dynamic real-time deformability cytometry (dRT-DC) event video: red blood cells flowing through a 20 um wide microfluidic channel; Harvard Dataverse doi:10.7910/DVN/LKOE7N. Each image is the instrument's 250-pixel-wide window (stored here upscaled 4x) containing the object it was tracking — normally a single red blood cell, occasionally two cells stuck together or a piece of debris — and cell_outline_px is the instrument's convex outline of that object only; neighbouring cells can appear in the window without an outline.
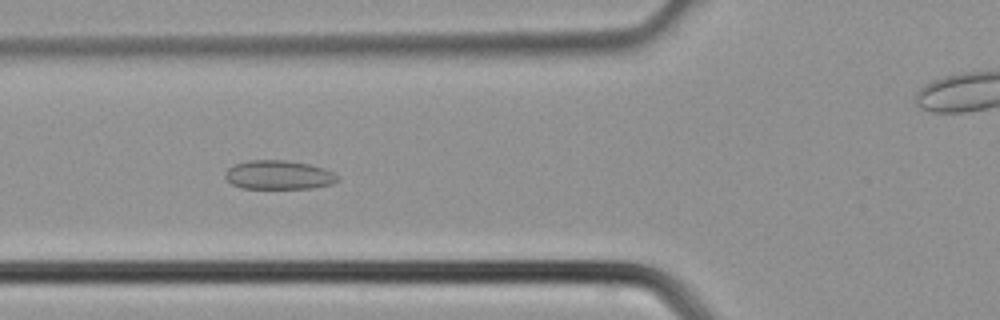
{"species": "common noctule bat (a hibernating species)", "species_latin": "Nyctalus noctula", "temperature_condition": "cold", "stored_images_in_passage": 39, "camera_frame_rate_fps": 3000, "um_per_image_px": 0.085, "animal": {"sex": "male", "body_mass_g": 21.5, "forearm_length_mm": 52.0}, "frame": {"image": 1, "passage_image": 14, "time_ms": 4.333, "image_size_px": [1000, 320], "cell_outline_px": [[340, 180], [332, 184], [312, 188], [240, 188], [232, 184], [224, 176], [224, 172], [232, 164], [248, 160], [284, 160], [308, 164], [324, 168], [332, 172]], "centroid_in_image_um": [23.65, 14.86], "position_along_channel_um": 102.2, "area_um2": 19.02}}
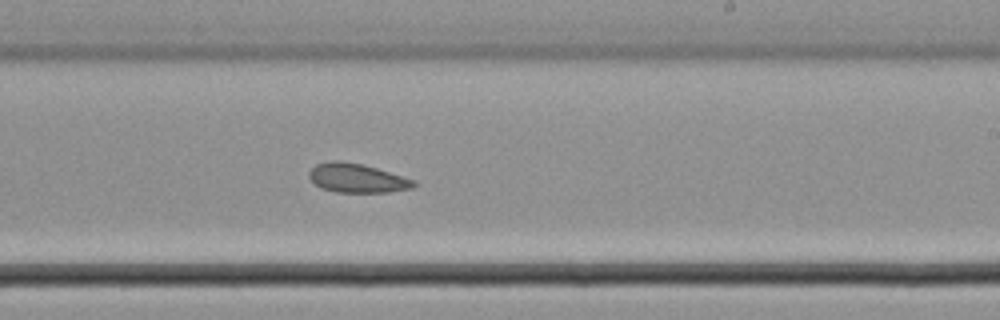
{"frame": {"image": 2, "passage_image": 23, "time_ms": 7.333, "image_size_px": [1000, 320], "cell_outline_px": [[416, 184], [412, 188], [388, 192], [336, 192], [320, 188], [308, 176], [308, 172], [316, 164], [332, 160], [340, 160], [360, 164], [376, 168], [416, 180]], "centroid_in_image_um": [30.33, 15.14], "position_along_channel_um": 258.7, "area_um2": 17.63}}
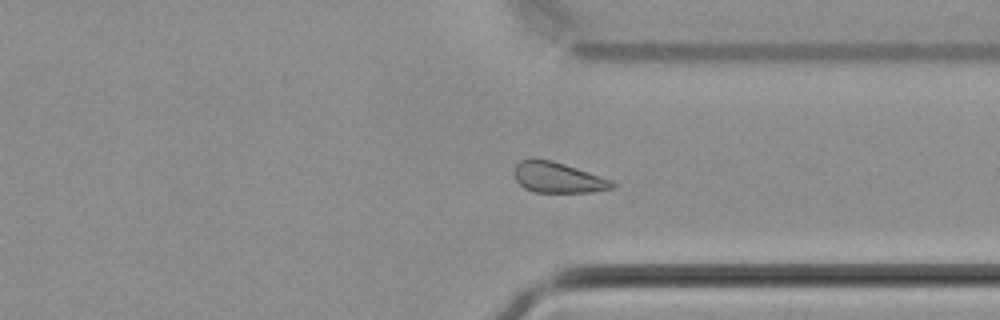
{"frame": {"image": 3, "passage_image": 29, "time_ms": 9.333, "image_size_px": [1000, 320], "cell_outline_px": [[616, 184], [612, 188], [592, 192], [536, 192], [524, 188], [516, 180], [516, 164], [520, 160], [552, 160], [612, 180]], "centroid_in_image_um": [47.45, 15.11], "position_along_channel_um": 364.0, "area_um2": 16.99}}